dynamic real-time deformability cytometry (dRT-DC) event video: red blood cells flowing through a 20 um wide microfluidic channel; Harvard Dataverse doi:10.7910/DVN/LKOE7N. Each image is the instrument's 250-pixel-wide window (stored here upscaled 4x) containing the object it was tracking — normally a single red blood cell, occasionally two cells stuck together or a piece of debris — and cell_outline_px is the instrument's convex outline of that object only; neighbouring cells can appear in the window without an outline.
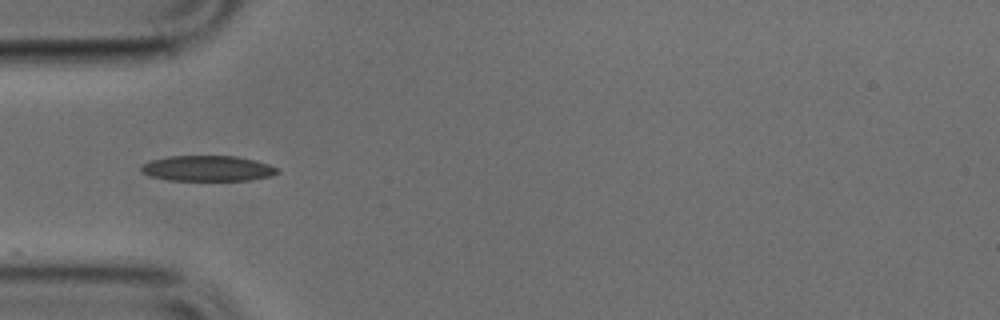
{"species": "common noctule bat (a hibernating species)", "species_latin": "Nyctalus noctula", "temperature_condition": "cold", "stored_images_in_passage": 36, "camera_frame_rate_fps": 3000, "um_per_image_px": 0.085, "animal": {"sex": "male", "body_mass_g": 17.9, "forearm_length_mm": 54.2}, "frame": {"image": 1, "passage_image": 1, "time_ms": 0.0, "image_size_px": [1000, 320], "cell_outline_px": [[280, 172], [268, 176], [248, 180], [168, 180], [152, 176], [144, 172], [140, 168], [144, 164], [152, 160], [168, 156], [236, 156], [256, 160], [280, 168]], "centroid_in_image_um": [17.7, 14.31], "position_along_channel_um": 67.3, "area_um2": 20.06}}
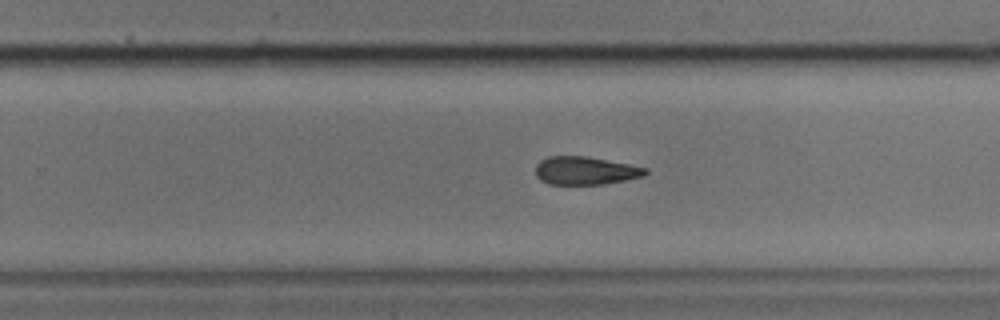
{"frame": {"image": 2, "passage_image": 17, "time_ms": 5.333, "image_size_px": [1000, 320], "cell_outline_px": [[648, 172], [644, 176], [604, 184], [548, 184], [540, 180], [536, 176], [536, 164], [540, 160], [548, 156], [588, 156], [648, 168]], "centroid_in_image_um": [49.74, 14.5], "position_along_channel_um": 280.1, "area_um2": 18.03}}
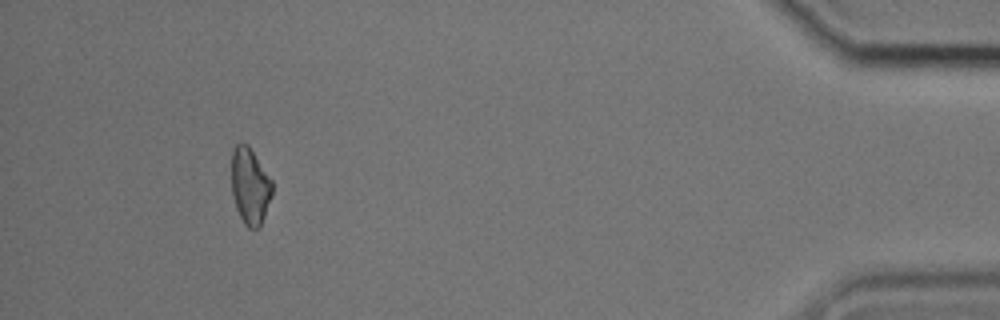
{"frame": {"image": 3, "passage_image": 32, "time_ms": 10.333, "image_size_px": [1000, 320], "cell_outline_px": [[272, 192], [260, 228], [248, 228], [244, 224], [236, 208], [232, 192], [232, 148], [236, 144], [248, 144], [272, 180]], "centroid_in_image_um": [21.24, 15.81], "position_along_channel_um": 414.0, "area_um2": 17.98}}